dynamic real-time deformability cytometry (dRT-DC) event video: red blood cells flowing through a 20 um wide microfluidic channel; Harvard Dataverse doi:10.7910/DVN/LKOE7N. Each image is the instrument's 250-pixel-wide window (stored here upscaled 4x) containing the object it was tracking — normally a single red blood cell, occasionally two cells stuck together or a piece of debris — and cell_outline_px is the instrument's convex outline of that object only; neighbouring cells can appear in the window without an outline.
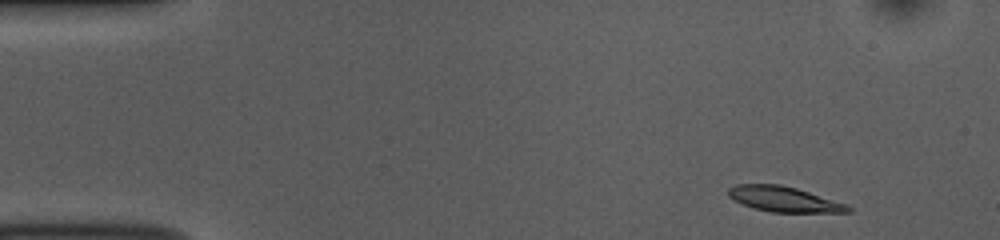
{"species": "common noctule bat (a hibernating species)", "species_latin": "Nyctalus noctula", "temperature_condition": "room temperature", "stored_images_in_passage": 48, "camera_frame_rate_fps": 3000, "um_per_image_px": 0.085, "animal": {"sex": "female", "body_mass_g": 10.0, "forearm_length_mm": 53.1}, "frame": {"image": 1, "passage_image": 1, "time_ms": 0.0, "image_size_px": [1000, 240], "cell_outline_px": [[852, 212], [772, 212], [752, 208], [728, 196], [728, 188], [736, 184], [780, 184], [796, 188], [848, 204], [852, 208]], "centroid_in_image_um": [66.66, 16.93], "position_along_channel_um": 18.3, "area_um2": 17.57}}
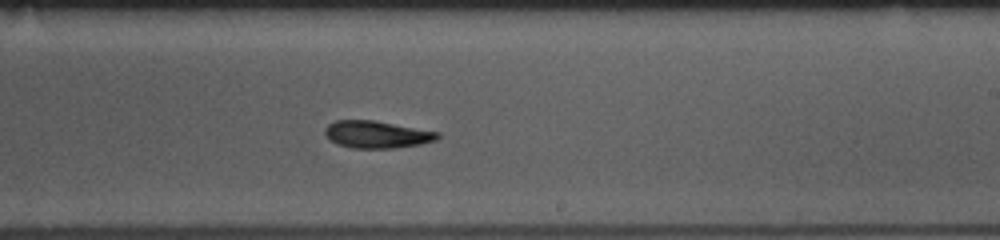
{"frame": {"image": 2, "passage_image": 27, "time_ms": 8.667, "image_size_px": [1000, 240], "cell_outline_px": [[440, 136], [436, 140], [420, 144], [392, 148], [352, 148], [340, 144], [332, 140], [324, 132], [324, 128], [328, 124], [336, 120], [376, 120], [440, 132]], "centroid_in_image_um": [32.06, 11.41], "position_along_channel_um": 256.9, "area_um2": 17.8}}
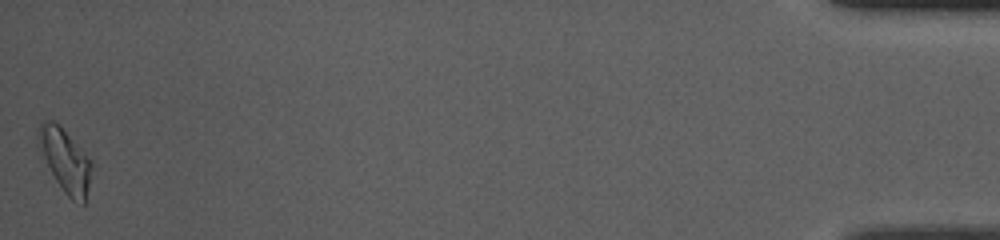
{"frame": {"image": 3, "passage_image": 48, "time_ms": 15.667, "image_size_px": [1000, 240], "cell_outline_px": [[92, 164], [88, 188], [84, 204], [72, 200], [64, 192], [40, 160], [36, 148], [36, 128], [40, 120], [52, 120], [60, 124], [92, 160]], "centroid_in_image_um": [5.43, 13.55], "position_along_channel_um": 429.8, "area_um2": 20.69}, "authors_computed_cell_mechanics": {"area_um2": 18.0047, "velocity_mm_per_s": 3.7954, "shape_relaxation_time_tau1_ms": 4.6058, "shape_relaxation_time_tau2_ms": 8.7982, "deformation_change_tau1": 0.1426, "deformation_change_tau2": 0.1687}}